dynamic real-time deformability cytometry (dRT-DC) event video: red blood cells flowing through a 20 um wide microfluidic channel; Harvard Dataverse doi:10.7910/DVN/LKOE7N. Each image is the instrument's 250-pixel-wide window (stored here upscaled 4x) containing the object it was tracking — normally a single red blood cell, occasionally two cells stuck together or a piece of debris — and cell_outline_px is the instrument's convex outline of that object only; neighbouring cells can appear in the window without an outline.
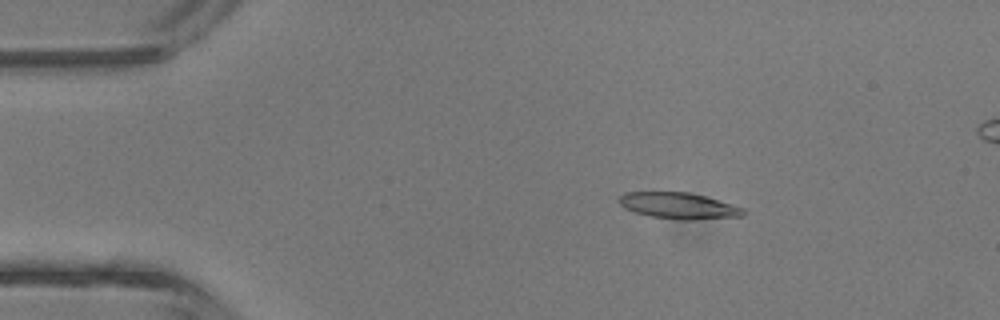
{"species": "common noctule bat (a hibernating species)", "species_latin": "Nyctalus noctula", "temperature_condition": "room temperature", "stored_images_in_passage": 5, "camera_frame_rate_fps": 3000, "um_per_image_px": 0.085, "animal": {"sex": "male", "body_mass_g": 13.3}, "frame": {"image": 1, "passage_image": 3, "time_ms": 2.0, "image_size_px": [1000, 320], "cell_outline_px": [[744, 216], [692, 220], [680, 220], [652, 216], [636, 212], [624, 208], [616, 200], [624, 192], [688, 192], [704, 196], [744, 208]], "centroid_in_image_um": [57.66, 17.49], "position_along_channel_um": 27.3, "area_um2": 18.9}}